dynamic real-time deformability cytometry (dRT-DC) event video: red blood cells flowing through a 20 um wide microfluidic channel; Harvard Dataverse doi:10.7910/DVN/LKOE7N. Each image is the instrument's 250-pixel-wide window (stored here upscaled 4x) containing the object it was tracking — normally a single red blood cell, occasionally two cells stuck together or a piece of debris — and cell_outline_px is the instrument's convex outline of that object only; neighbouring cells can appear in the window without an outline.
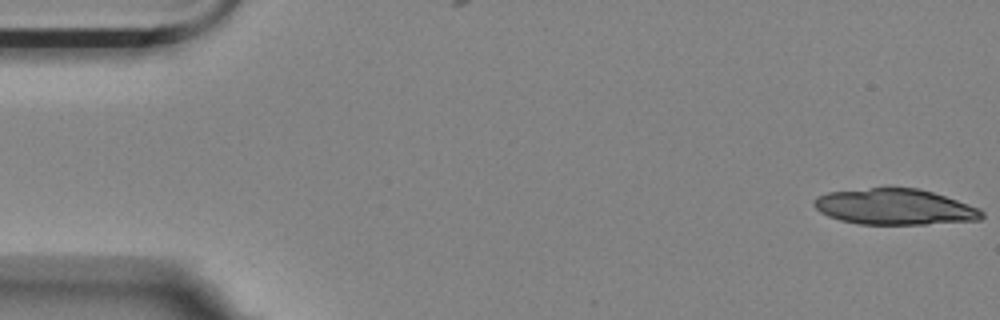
{"species": "Egyptian fruit bat (a non-hibernating species)", "species_latin": "Rousettus aegyptiacus", "temperature_condition": "room temperature", "stored_images_in_passage": 31, "camera_frame_rate_fps": 3000, "um_per_image_px": 0.085, "animal": {"sex": "female"}, "frame": {"image": 1, "passage_image": 1, "time_ms": 0.0, "image_size_px": [1000, 320], "cell_outline_px": [[984, 216], [980, 220], [924, 224], [860, 224], [840, 220], [828, 216], [820, 212], [812, 204], [812, 200], [816, 196], [828, 192], [888, 184], [892, 184], [920, 188], [980, 208], [984, 212]], "centroid_in_image_um": [76.0, 17.53], "position_along_channel_um": 9.0, "area_um2": 36.18}}
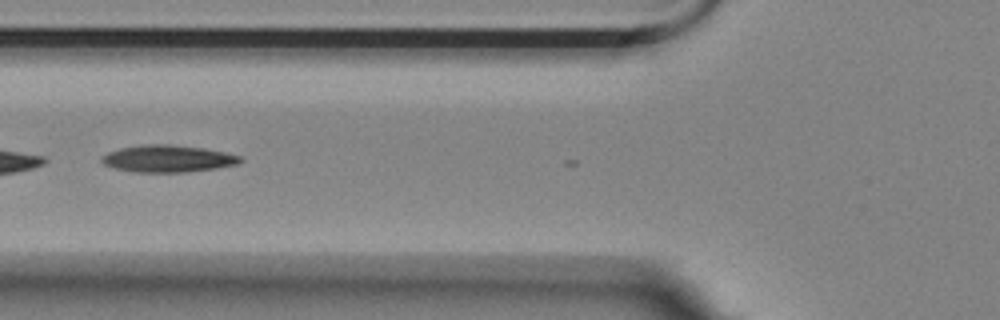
{"frame": {"image": 2, "passage_image": 21, "time_ms": 6.667, "image_size_px": [1000, 320], "cell_outline_px": [[244, 160], [240, 164], [216, 168], [184, 172], [132, 172], [116, 168], [104, 164], [100, 160], [100, 156], [108, 152], [120, 148], [148, 144], [168, 144], [204, 148], [224, 152], [240, 156]], "centroid_in_image_um": [14.27, 13.49], "position_along_channel_um": 111.5, "area_um2": 21.85}}